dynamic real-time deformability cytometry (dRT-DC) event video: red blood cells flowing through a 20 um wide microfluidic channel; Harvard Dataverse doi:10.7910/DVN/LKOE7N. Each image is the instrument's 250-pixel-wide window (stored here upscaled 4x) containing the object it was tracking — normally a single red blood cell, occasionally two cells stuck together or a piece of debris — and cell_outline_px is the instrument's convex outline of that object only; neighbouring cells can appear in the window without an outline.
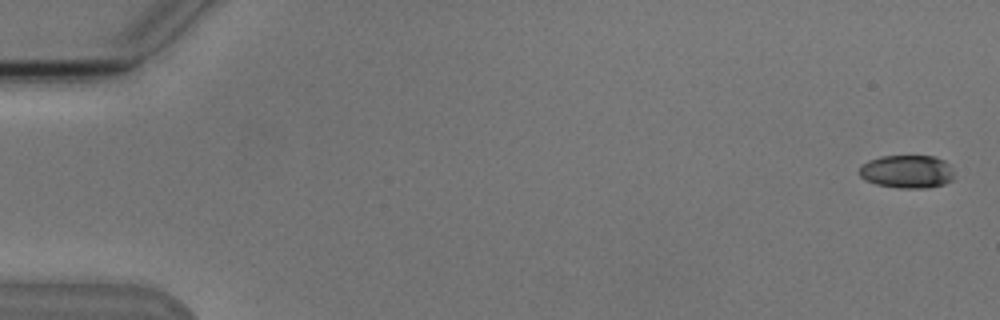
{"species": "Egyptian fruit bat (a non-hibernating species)", "species_latin": "Rousettus aegyptiacus", "temperature_condition": "cold", "stored_images_in_passage": 7, "camera_frame_rate_fps": 3000, "um_per_image_px": 0.085, "animal": {"sex": "male"}, "frame": {"image": 1, "passage_image": 1, "time_ms": 0.0, "image_size_px": [1000, 320], "cell_outline_px": [[952, 180], [944, 184], [924, 188], [900, 188], [876, 184], [860, 176], [860, 168], [868, 160], [880, 156], [936, 156], [944, 160], [952, 168]], "centroid_in_image_um": [77.11, 14.58], "position_along_channel_um": 7.9, "area_um2": 18.15}}
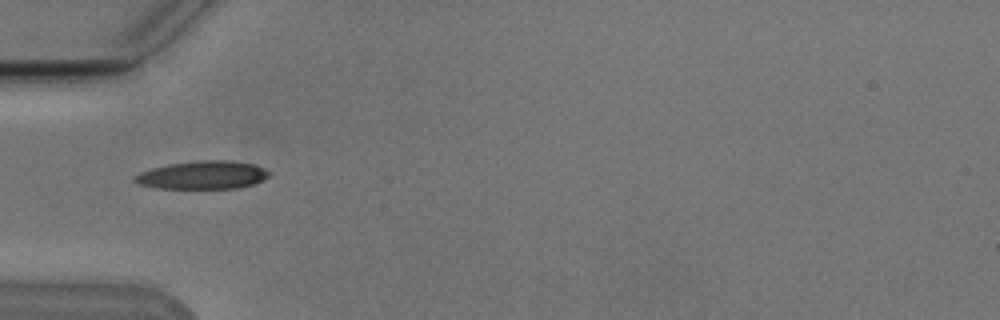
{"frame": {"image": 2, "passage_image": 5, "time_ms": 5.667, "image_size_px": [1000, 320], "cell_outline_px": [[268, 176], [264, 180], [252, 184], [236, 188], [156, 188], [140, 184], [132, 180], [132, 176], [140, 172], [152, 168], [172, 164], [200, 160], [232, 160], [256, 164], [264, 168], [268, 172]], "centroid_in_image_um": [17.23, 14.87], "position_along_channel_um": 67.8, "area_um2": 21.96}}
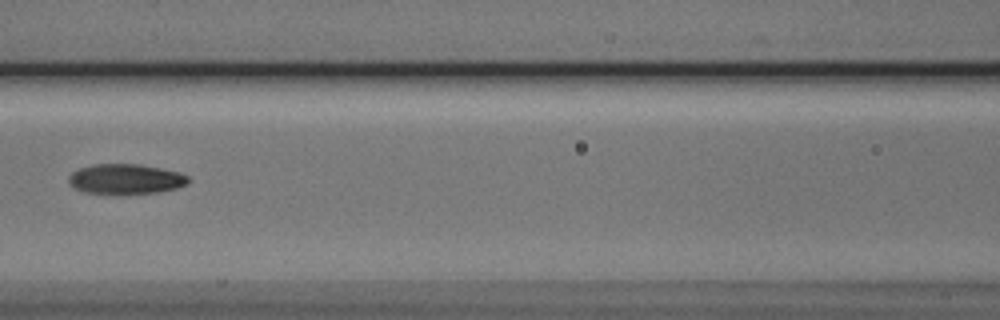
{"frame": {"image": 3, "passage_image": 7, "time_ms": 8.0, "image_size_px": [1000, 320], "cell_outline_px": [[192, 180], [188, 184], [176, 188], [160, 192], [84, 192], [68, 184], [68, 176], [72, 172], [80, 168], [92, 164], [136, 164], [160, 168], [180, 172], [188, 176]], "centroid_in_image_um": [10.71, 15.19], "position_along_channel_um": 155.9, "area_um2": 20.58}}